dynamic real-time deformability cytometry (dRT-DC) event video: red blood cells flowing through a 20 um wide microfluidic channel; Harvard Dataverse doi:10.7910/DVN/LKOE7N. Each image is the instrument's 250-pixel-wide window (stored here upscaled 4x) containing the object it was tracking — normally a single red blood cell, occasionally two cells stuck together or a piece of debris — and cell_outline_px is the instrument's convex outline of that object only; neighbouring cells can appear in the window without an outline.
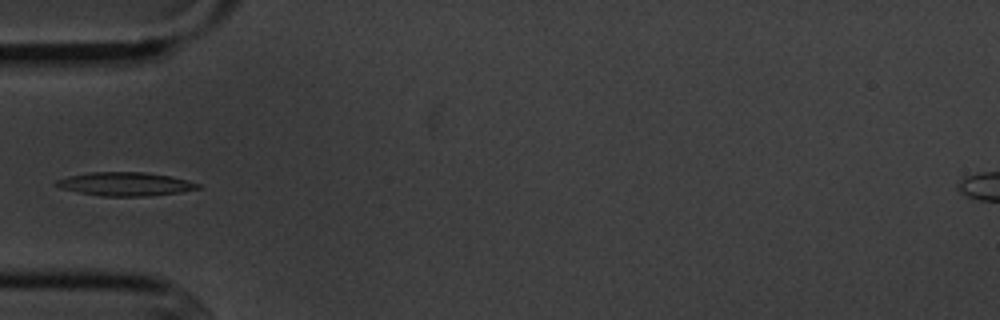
{"species": "common noctule bat (a hibernating species)", "species_latin": "Nyctalus noctula", "temperature_condition": "cold", "stored_images_in_passage": 7, "camera_frame_rate_fps": 3000, "um_per_image_px": 0.085, "animal": {"sex": "male", "body_mass_g": 20.1, "forearm_length_mm": 53.5}, "frame": {"image": 1, "passage_image": 4, "time_ms": 3.667, "image_size_px": [1000, 320], "cell_outline_px": [[200, 188], [180, 192], [148, 196], [100, 196], [60, 188], [52, 184], [56, 180], [68, 176], [88, 172], [144, 172], [172, 176], [188, 180], [200, 184]], "centroid_in_image_um": [10.63, 15.63], "position_along_channel_um": 74.4, "area_um2": 19.54}}
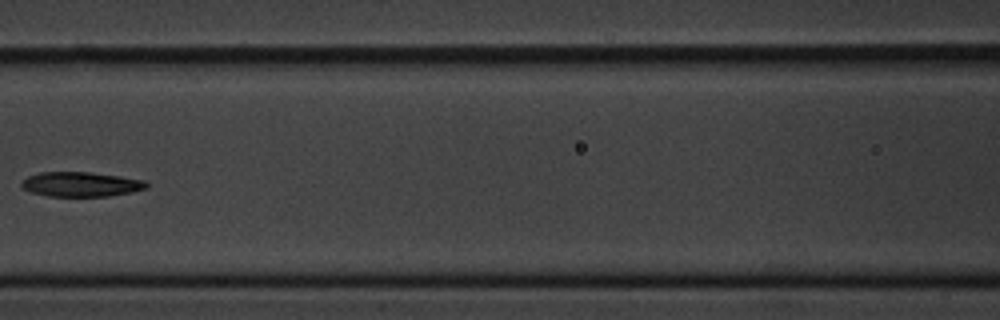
{"frame": {"image": 2, "passage_image": 6, "time_ms": 6.0, "image_size_px": [1000, 320], "cell_outline_px": [[148, 184], [144, 188], [132, 192], [108, 196], [48, 196], [32, 192], [24, 188], [20, 184], [28, 176], [40, 172], [88, 172], [144, 180]], "centroid_in_image_um": [6.85, 15.66], "position_along_channel_um": 159.7, "area_um2": 17.63}}
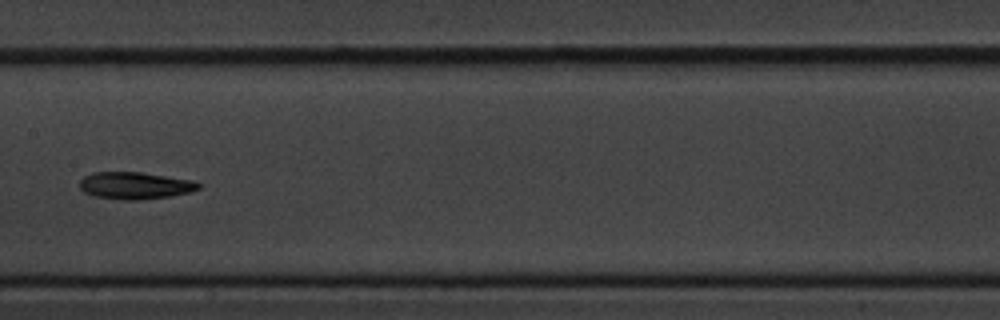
{"frame": {"image": 3, "passage_image": 7, "time_ms": 7.0, "image_size_px": [1000, 320], "cell_outline_px": [[200, 188], [192, 192], [172, 196], [140, 200], [124, 200], [92, 196], [84, 192], [80, 188], [80, 180], [84, 176], [92, 172], [140, 172], [192, 180], [200, 184]], "centroid_in_image_um": [11.47, 15.78], "position_along_channel_um": 195.9, "area_um2": 18.9}}